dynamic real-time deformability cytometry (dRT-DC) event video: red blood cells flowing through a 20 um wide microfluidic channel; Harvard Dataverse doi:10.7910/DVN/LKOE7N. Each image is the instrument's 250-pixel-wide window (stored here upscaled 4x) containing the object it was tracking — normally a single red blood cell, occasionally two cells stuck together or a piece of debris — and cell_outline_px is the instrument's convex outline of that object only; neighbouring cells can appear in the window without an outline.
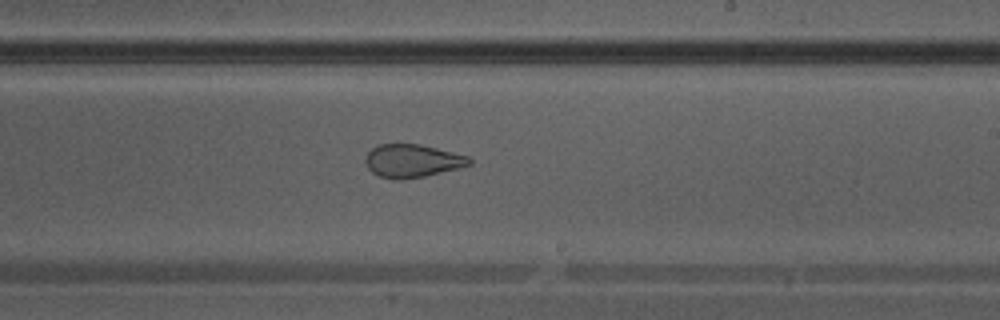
{"species": "Egyptian fruit bat (a non-hibernating species)", "species_latin": "Rousettus aegyptiacus", "temperature_condition": "warm", "stored_images_in_passage": 37, "camera_frame_rate_fps": 3000, "um_per_image_px": 0.085, "animal": {"sex": "male"}, "frame": {"image": 1, "passage_image": 22, "time_ms": 7.0, "image_size_px": [1000, 320], "cell_outline_px": [[472, 164], [424, 176], [400, 180], [396, 180], [380, 176], [372, 172], [368, 168], [364, 160], [368, 152], [376, 144], [420, 144], [468, 156], [472, 160]], "centroid_in_image_um": [35.01, 13.66], "position_along_channel_um": 254.0, "area_um2": 19.88}}